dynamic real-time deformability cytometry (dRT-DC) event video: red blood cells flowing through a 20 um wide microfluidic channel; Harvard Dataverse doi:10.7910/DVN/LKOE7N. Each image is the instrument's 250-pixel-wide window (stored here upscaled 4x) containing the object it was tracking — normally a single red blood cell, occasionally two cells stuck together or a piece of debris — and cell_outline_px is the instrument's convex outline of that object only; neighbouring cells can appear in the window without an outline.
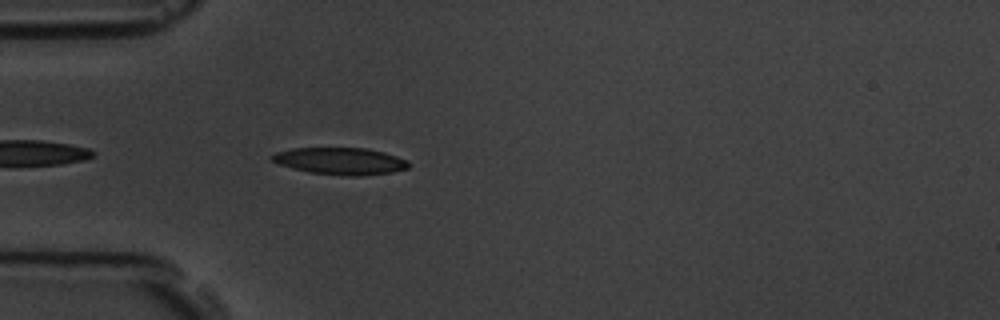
{"species": "common noctule bat (a hibernating species)", "species_latin": "Nyctalus noctula", "temperature_condition": "room temperature", "stored_images_in_passage": 5, "camera_frame_rate_fps": 3000, "um_per_image_px": 0.085, "animal": {"sex": "male", "body_mass_g": 19.5, "forearm_length_mm": 54.6}, "frame": {"image": 1, "passage_image": 5, "time_ms": 4.667, "image_size_px": [1000, 320], "cell_outline_px": [[408, 168], [392, 172], [360, 176], [348, 176], [308, 172], [292, 168], [280, 164], [272, 160], [268, 156], [276, 152], [292, 148], [364, 148], [384, 152], [408, 160]], "centroid_in_image_um": [28.91, 13.69], "position_along_channel_um": 56.1, "area_um2": 21.44}}